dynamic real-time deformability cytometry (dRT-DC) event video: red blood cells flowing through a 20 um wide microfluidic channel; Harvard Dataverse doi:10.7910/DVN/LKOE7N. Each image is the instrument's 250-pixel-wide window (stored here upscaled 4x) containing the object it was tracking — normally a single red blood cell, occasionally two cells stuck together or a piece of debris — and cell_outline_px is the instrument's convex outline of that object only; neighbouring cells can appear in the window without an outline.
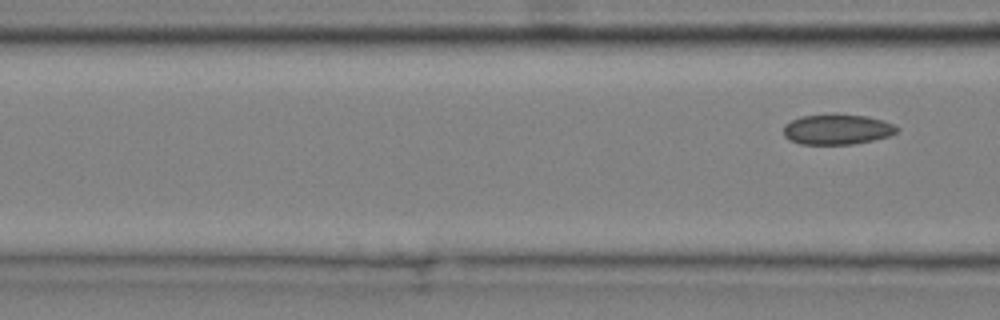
{"species": "common noctule bat (a hibernating species)", "species_latin": "Nyctalus noctula", "temperature_condition": "cold", "stored_images_in_passage": 6, "segment_of_instrument_passage": [2, 2], "camera_frame_rate_fps": 3000, "um_per_image_px": 0.085, "animal": {"sex": "male", "body_mass_g": 20.4}, "frame": {"image": 1, "passage_image": 6, "time_ms": 1.667, "image_size_px": [1000, 320], "cell_outline_px": [[900, 128], [896, 132], [888, 136], [872, 140], [852, 144], [800, 144], [788, 140], [784, 136], [784, 124], [800, 116], [868, 116], [892, 124]], "centroid_in_image_um": [71.12, 11.03], "position_along_channel_um": 95.5, "area_um2": 19.42}}